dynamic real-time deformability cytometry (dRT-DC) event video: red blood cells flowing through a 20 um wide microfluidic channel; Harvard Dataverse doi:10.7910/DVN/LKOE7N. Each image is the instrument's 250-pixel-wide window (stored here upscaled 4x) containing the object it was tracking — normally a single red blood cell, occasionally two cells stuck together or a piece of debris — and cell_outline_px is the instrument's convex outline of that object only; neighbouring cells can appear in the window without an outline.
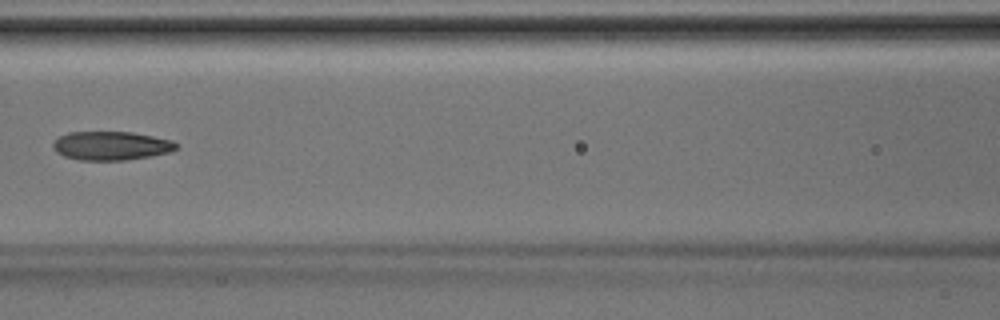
{"species": "Egyptian fruit bat (a non-hibernating species)", "species_latin": "Rousettus aegyptiacus", "temperature_condition": "room temperature", "stored_images_in_passage": 6, "camera_frame_rate_fps": 3000, "um_per_image_px": 0.085, "animal": {"sex": "male"}, "frame": {"image": 1, "passage_image": 6, "time_ms": 1.667, "image_size_px": [1000, 320], "cell_outline_px": [[176, 148], [168, 152], [152, 156], [124, 160], [80, 160], [64, 156], [56, 152], [52, 148], [52, 144], [60, 136], [68, 132], [132, 132], [172, 140], [176, 144]], "centroid_in_image_um": [9.41, 12.39], "position_along_channel_um": 157.2, "area_um2": 20.52}}